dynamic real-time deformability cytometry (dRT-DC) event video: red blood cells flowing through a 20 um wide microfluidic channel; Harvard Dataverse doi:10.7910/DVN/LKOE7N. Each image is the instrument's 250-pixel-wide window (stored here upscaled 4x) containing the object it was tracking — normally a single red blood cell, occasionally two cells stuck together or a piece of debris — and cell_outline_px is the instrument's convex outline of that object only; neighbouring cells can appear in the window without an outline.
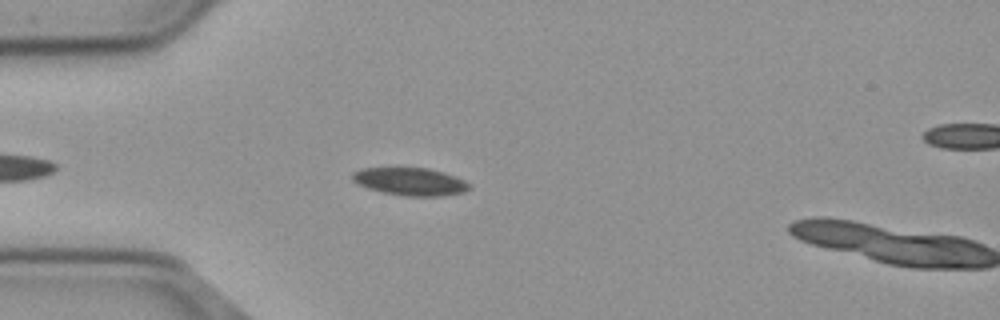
{"species": "common noctule bat (a hibernating species)", "species_latin": "Nyctalus noctula", "temperature_condition": "cold", "stored_images_in_passage": 7, "camera_frame_rate_fps": 3000, "um_per_image_px": 0.085, "animal": {"sex": "male", "body_mass_g": 23.1, "forearm_length_mm": 52.7}, "frame": {"image": 1, "passage_image": 6, "time_ms": 1.667, "image_size_px": [1000, 320], "cell_outline_px": [[472, 188], [464, 192], [440, 196], [404, 196], [384, 192], [368, 188], [356, 184], [352, 180], [352, 172], [360, 168], [428, 168], [444, 172], [464, 180]], "centroid_in_image_um": [34.85, 15.43], "position_along_channel_um": 50.2, "area_um2": 18.9}}